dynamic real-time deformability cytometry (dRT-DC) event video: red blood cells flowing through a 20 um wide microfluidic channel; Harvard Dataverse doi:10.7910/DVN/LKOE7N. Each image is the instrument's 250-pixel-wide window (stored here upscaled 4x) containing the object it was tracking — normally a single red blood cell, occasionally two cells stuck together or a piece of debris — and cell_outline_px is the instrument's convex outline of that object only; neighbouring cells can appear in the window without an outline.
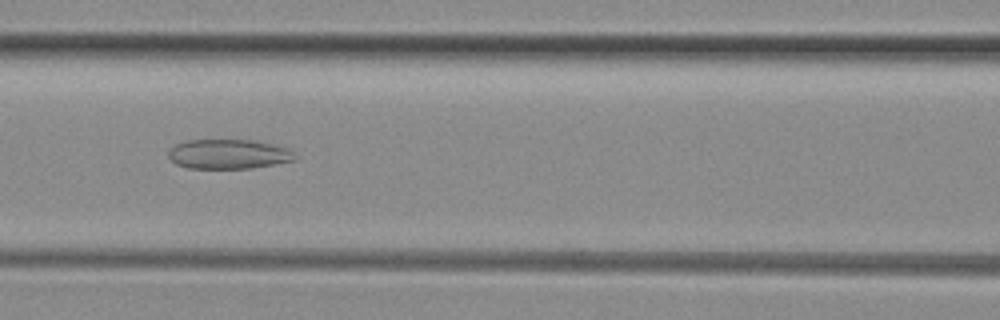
{"species": "common noctule bat (a hibernating species)", "species_latin": "Nyctalus noctula", "temperature_condition": "room temperature", "stored_images_in_passage": 48, "camera_frame_rate_fps": 3000, "um_per_image_px": 0.085, "animal": {"sex": "female", "body_mass_g": 29.2, "forearm_length_mm": 56.3}, "frame": {"image": 1, "passage_image": 20, "time_ms": 6.333, "image_size_px": [1000, 320], "cell_outline_px": [[300, 156], [296, 160], [252, 168], [188, 168], [176, 164], [168, 156], [168, 152], [176, 144], [188, 140], [252, 140], [272, 144], [288, 148]], "centroid_in_image_um": [19.47, 13.1], "position_along_channel_um": 147.1, "area_um2": 21.85}}
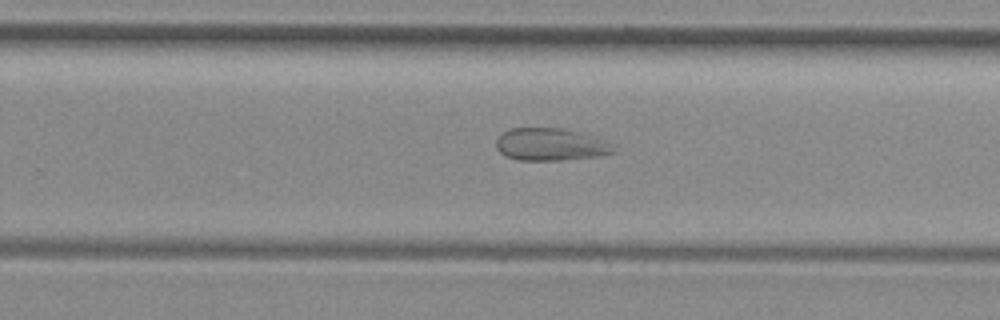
{"frame": {"image": 2, "passage_image": 30, "time_ms": 9.667, "image_size_px": [1000, 320], "cell_outline_px": [[616, 152], [596, 156], [564, 160], [520, 160], [504, 156], [496, 148], [496, 140], [504, 132], [512, 128], [564, 128], [576, 132], [596, 140], [604, 144]], "centroid_in_image_um": [46.63, 12.3], "position_along_channel_um": 283.2, "area_um2": 21.27}}
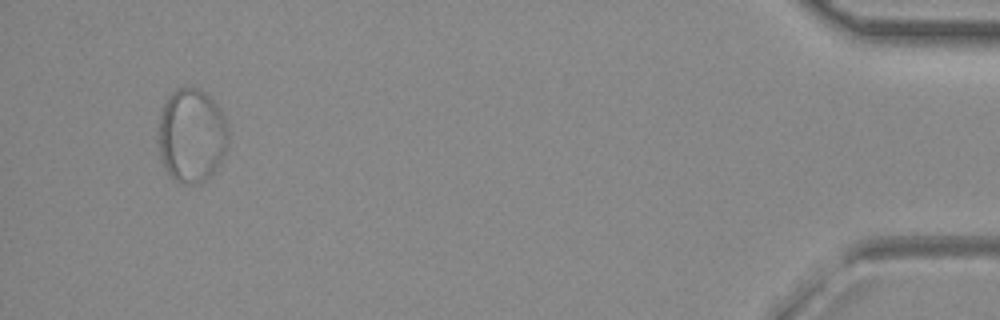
{"frame": {"image": 3, "passage_image": 46, "time_ms": 15.0, "image_size_px": [1000, 320], "cell_outline_px": [[228, 148], [220, 164], [208, 180], [200, 184], [180, 184], [172, 180], [164, 168], [160, 156], [156, 140], [156, 128], [164, 104], [168, 96], [176, 88], [196, 88], [204, 92], [216, 104], [224, 116], [228, 128]], "centroid_in_image_um": [16.26, 11.58], "position_along_channel_um": 418.9, "area_um2": 39.36}}